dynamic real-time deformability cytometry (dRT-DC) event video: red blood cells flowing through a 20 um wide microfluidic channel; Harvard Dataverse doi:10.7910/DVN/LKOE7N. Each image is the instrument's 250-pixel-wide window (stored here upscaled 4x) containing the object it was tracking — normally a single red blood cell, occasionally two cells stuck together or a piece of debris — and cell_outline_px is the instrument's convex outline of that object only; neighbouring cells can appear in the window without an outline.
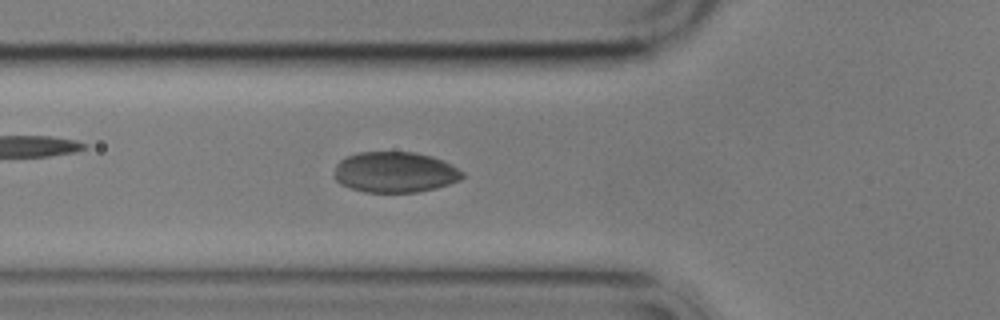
{"species": "common noctule bat (a hibernating species)", "species_latin": "Nyctalus noctula", "temperature_condition": "cold", "stored_images_in_passage": 5, "camera_frame_rate_fps": 3000, "um_per_image_px": 0.085, "animal": {"sex": "male", "body_mass_g": 17.9}, "frame": {"image": 1, "passage_image": 5, "time_ms": 4.333, "image_size_px": [1000, 320], "cell_outline_px": [[464, 176], [460, 180], [436, 188], [416, 192], [364, 192], [340, 184], [332, 176], [336, 164], [340, 160], [348, 156], [360, 152], [412, 152], [432, 156], [444, 160], [452, 164], [464, 172]], "centroid_in_image_um": [33.57, 14.63], "position_along_channel_um": 92.2, "area_um2": 30.58}}